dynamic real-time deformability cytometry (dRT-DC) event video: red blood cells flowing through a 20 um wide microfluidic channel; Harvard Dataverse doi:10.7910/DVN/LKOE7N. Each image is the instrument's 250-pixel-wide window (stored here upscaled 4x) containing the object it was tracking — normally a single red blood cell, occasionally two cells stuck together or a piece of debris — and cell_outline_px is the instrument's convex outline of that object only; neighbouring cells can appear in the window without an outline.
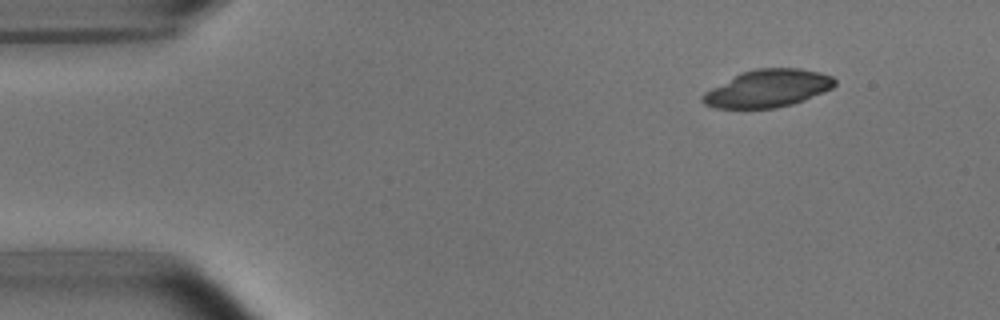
{"species": "common noctule bat (a hibernating species)", "species_latin": "Nyctalus noctula", "temperature_condition": "room temperature", "stored_images_in_passage": 3, "camera_frame_rate_fps": 3000, "um_per_image_px": 0.085, "animal": {"sex": "male", "body_mass_g": 15.6}, "frame": {"image": 1, "passage_image": 1, "time_ms": 0.0, "image_size_px": [1000, 320], "cell_outline_px": [[836, 84], [832, 88], [824, 92], [804, 100], [792, 104], [776, 108], [716, 108], [704, 104], [700, 100], [700, 96], [704, 92], [740, 72], [756, 68], [800, 68], [820, 72], [832, 76], [836, 80]], "centroid_in_image_um": [65.25, 7.51], "position_along_channel_um": 19.7, "area_um2": 29.07}}